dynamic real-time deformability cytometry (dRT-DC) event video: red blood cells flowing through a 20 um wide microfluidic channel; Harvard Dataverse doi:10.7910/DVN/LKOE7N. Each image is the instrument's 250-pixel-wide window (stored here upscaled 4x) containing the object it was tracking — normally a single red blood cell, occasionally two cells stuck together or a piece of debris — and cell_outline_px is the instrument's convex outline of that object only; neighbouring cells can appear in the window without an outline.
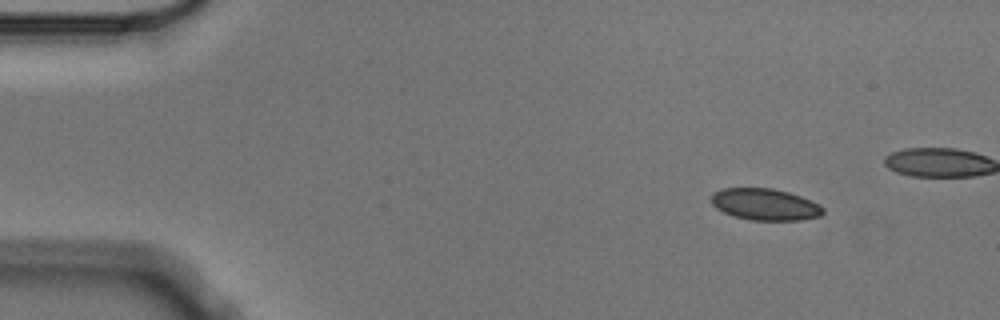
{"species": "Egyptian fruit bat (a non-hibernating species)", "species_latin": "Rousettus aegyptiacus", "temperature_condition": "cold", "stored_images_in_passage": 4, "camera_frame_rate_fps": 3000, "um_per_image_px": 0.085, "animal": {"sex": "male"}, "frame": {"image": 1, "passage_image": 1, "time_ms": 0.0, "image_size_px": [1000, 320], "cell_outline_px": [[824, 212], [820, 216], [800, 220], [748, 220], [732, 216], [716, 208], [712, 204], [712, 192], [724, 188], [772, 188], [788, 192], [800, 196], [824, 208]], "centroid_in_image_um": [64.99, 17.38], "position_along_channel_um": 20.0, "area_um2": 20.52}}